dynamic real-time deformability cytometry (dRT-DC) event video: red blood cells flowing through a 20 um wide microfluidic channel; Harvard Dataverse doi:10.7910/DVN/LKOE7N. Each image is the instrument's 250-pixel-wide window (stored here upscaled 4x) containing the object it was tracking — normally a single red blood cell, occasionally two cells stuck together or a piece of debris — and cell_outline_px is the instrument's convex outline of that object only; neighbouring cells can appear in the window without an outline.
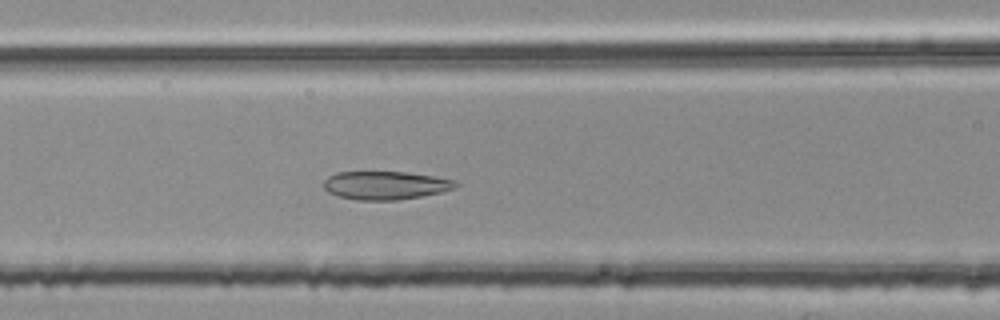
{"species": "common noctule bat (a hibernating species)", "species_latin": "Nyctalus noctula", "temperature_condition": "room temperature", "stored_images_in_passage": 51, "camera_frame_rate_fps": 3000, "um_per_image_px": 0.085, "animal": {"sex": "female", "body_mass_g": 25.1}, "frame": {"image": 1, "passage_image": 22, "time_ms": 7.0, "image_size_px": [1000, 320], "cell_outline_px": [[460, 184], [452, 188], [440, 192], [420, 196], [396, 200], [356, 200], [340, 196], [328, 192], [324, 188], [324, 180], [328, 176], [336, 172], [408, 172], [456, 180]], "centroid_in_image_um": [32.74, 15.74], "position_along_channel_um": 133.9, "area_um2": 21.62}}
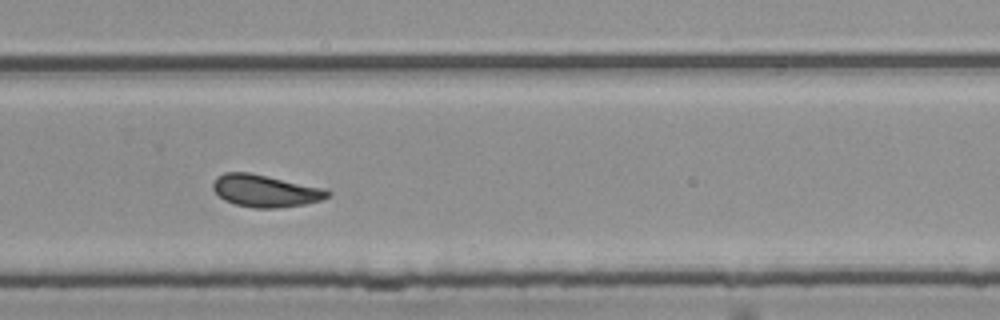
{"frame": {"image": 2, "passage_image": 36, "time_ms": 11.667, "image_size_px": [1000, 320], "cell_outline_px": [[332, 192], [328, 196], [320, 200], [304, 204], [276, 208], [252, 208], [236, 204], [224, 200], [212, 188], [212, 180], [216, 176], [224, 172], [248, 172], [328, 188]], "centroid_in_image_um": [22.55, 16.21], "position_along_channel_um": 307.2, "area_um2": 21.73}}
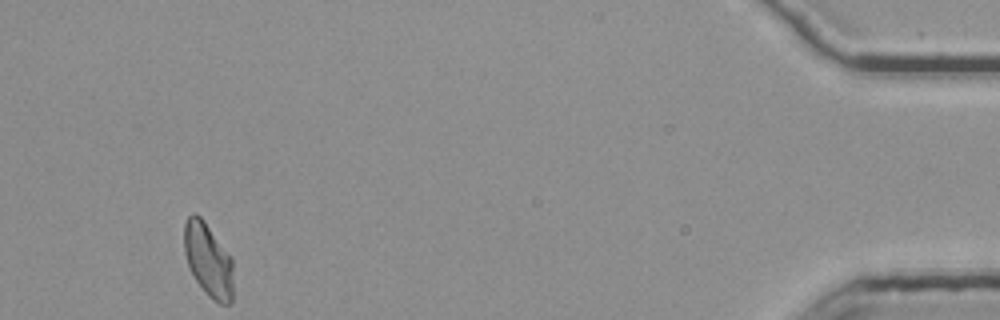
{"frame": {"image": 3, "passage_image": 51, "time_ms": 16.667, "image_size_px": [1000, 320], "cell_outline_px": [[232, 300], [228, 304], [220, 304], [208, 296], [204, 292], [196, 280], [188, 264], [184, 252], [184, 224], [188, 216], [192, 212], [196, 212], [204, 220], [232, 256]], "centroid_in_image_um": [17.7, 22.06], "position_along_channel_um": 417.5, "area_um2": 21.21}, "authors_computed_cell_mechanics": {"area_um2": 21.675, "velocity_mm_per_s": 3.7299, "shape_relaxation_time_tau1_ms": 7.281, "shape_relaxation_time_tau2_ms": 2.3971, "deformation_change_tau1": 0.1553, "deformation_change_tau2": 0.0924}}